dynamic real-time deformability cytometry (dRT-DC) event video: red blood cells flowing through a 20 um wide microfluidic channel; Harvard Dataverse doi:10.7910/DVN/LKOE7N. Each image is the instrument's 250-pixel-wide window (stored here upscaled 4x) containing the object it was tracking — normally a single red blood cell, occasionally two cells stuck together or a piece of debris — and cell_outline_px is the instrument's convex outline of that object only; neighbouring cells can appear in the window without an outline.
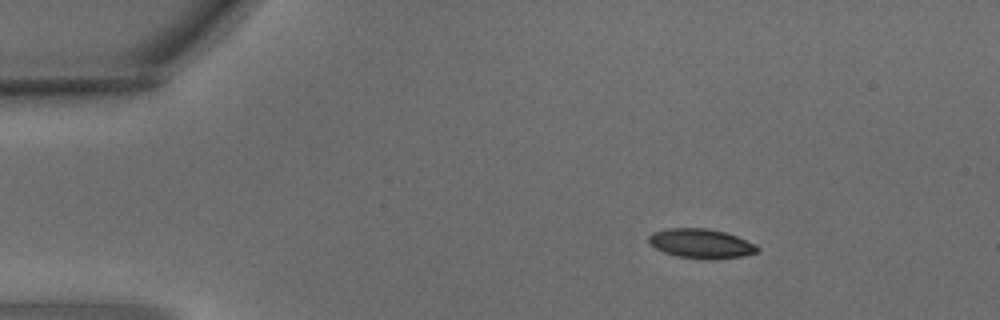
{"species": "common noctule bat (a hibernating species)", "species_latin": "Nyctalus noctula", "temperature_condition": "warm", "stored_images_in_passage": 3, "camera_frame_rate_fps": 3000, "um_per_image_px": 0.085, "animal": {"sex": "male", "body_mass_g": 15.6}, "frame": {"image": 1, "passage_image": 1, "time_ms": 0.0, "image_size_px": [1000, 320], "cell_outline_px": [[760, 252], [744, 256], [712, 260], [708, 260], [676, 256], [664, 252], [648, 244], [648, 236], [652, 232], [668, 228], [704, 228], [724, 232], [736, 236], [756, 244], [760, 248]], "centroid_in_image_um": [59.6, 20.71], "position_along_channel_um": 25.4, "area_um2": 18.9}}